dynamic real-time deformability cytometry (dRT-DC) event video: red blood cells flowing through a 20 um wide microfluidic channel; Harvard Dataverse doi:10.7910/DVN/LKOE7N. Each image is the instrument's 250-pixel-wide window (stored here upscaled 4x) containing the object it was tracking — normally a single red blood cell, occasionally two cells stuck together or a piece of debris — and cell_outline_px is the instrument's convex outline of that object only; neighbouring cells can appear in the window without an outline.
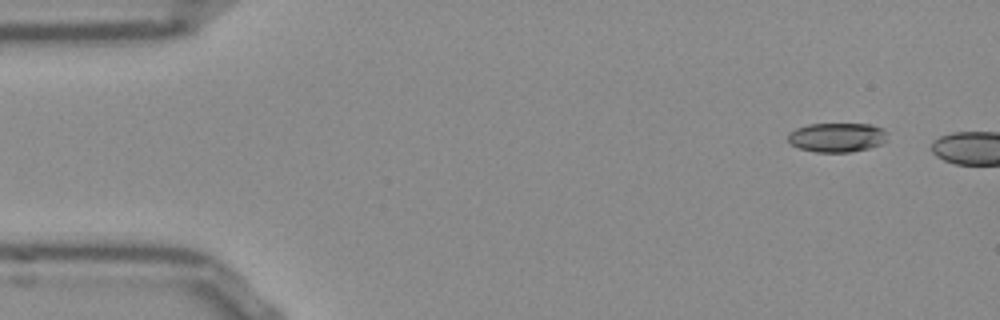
{"species": "Egyptian fruit bat (a non-hibernating species)", "species_latin": "Rousettus aegyptiacus", "temperature_condition": "room temperature", "stored_images_in_passage": 4, "camera_frame_rate_fps": 3000, "um_per_image_px": 0.085, "frame": {"image": 1, "passage_image": 1, "time_ms": 0.0, "image_size_px": [1000, 320], "cell_outline_px": [[888, 132], [884, 140], [880, 144], [868, 148], [848, 152], [816, 152], [800, 148], [792, 144], [788, 140], [788, 136], [796, 128], [808, 124], [872, 124], [884, 128]], "centroid_in_image_um": [71.17, 11.66], "position_along_channel_um": 13.8, "area_um2": 16.82}}